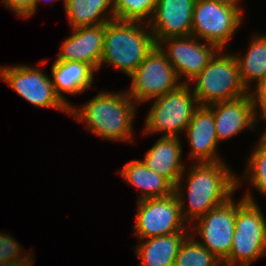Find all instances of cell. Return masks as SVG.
<instances>
[{"mask_svg":"<svg viewBox=\"0 0 266 266\" xmlns=\"http://www.w3.org/2000/svg\"><path fill=\"white\" fill-rule=\"evenodd\" d=\"M222 160L214 163L193 162L187 173L186 184L177 181L174 192L177 195L181 207V214L186 223L194 224V221L207 214L211 209L223 204L237 187L242 185L240 177H237ZM185 195L188 200L185 203ZM187 205V206H185ZM186 209H185V207Z\"/></svg>","mask_w":266,"mask_h":266,"instance_id":"6da1fadb","label":"cell"},{"mask_svg":"<svg viewBox=\"0 0 266 266\" xmlns=\"http://www.w3.org/2000/svg\"><path fill=\"white\" fill-rule=\"evenodd\" d=\"M137 104L124 92H100L70 115L86 124L91 133L110 141H133V122Z\"/></svg>","mask_w":266,"mask_h":266,"instance_id":"7a4b0ae2","label":"cell"},{"mask_svg":"<svg viewBox=\"0 0 266 266\" xmlns=\"http://www.w3.org/2000/svg\"><path fill=\"white\" fill-rule=\"evenodd\" d=\"M155 45L149 23L111 20L105 24L100 67L109 64L129 77Z\"/></svg>","mask_w":266,"mask_h":266,"instance_id":"3957f363","label":"cell"},{"mask_svg":"<svg viewBox=\"0 0 266 266\" xmlns=\"http://www.w3.org/2000/svg\"><path fill=\"white\" fill-rule=\"evenodd\" d=\"M252 194L237 202L231 251L222 266H249L266 255V218Z\"/></svg>","mask_w":266,"mask_h":266,"instance_id":"277c9868","label":"cell"},{"mask_svg":"<svg viewBox=\"0 0 266 266\" xmlns=\"http://www.w3.org/2000/svg\"><path fill=\"white\" fill-rule=\"evenodd\" d=\"M223 51L220 49L190 83L196 82L191 88L200 106L240 98L250 93L241 81L234 53L224 54Z\"/></svg>","mask_w":266,"mask_h":266,"instance_id":"5b68a950","label":"cell"},{"mask_svg":"<svg viewBox=\"0 0 266 266\" xmlns=\"http://www.w3.org/2000/svg\"><path fill=\"white\" fill-rule=\"evenodd\" d=\"M153 100L144 121L143 134L163 133L161 136L180 137L200 106L191 84H181L174 91Z\"/></svg>","mask_w":266,"mask_h":266,"instance_id":"8992f818","label":"cell"},{"mask_svg":"<svg viewBox=\"0 0 266 266\" xmlns=\"http://www.w3.org/2000/svg\"><path fill=\"white\" fill-rule=\"evenodd\" d=\"M239 2L196 0L191 35L224 50L242 23L243 10Z\"/></svg>","mask_w":266,"mask_h":266,"instance_id":"52a82bcc","label":"cell"},{"mask_svg":"<svg viewBox=\"0 0 266 266\" xmlns=\"http://www.w3.org/2000/svg\"><path fill=\"white\" fill-rule=\"evenodd\" d=\"M129 77L132 83L130 89L125 91L138 105L174 91L182 84L157 45Z\"/></svg>","mask_w":266,"mask_h":266,"instance_id":"ba28073f","label":"cell"},{"mask_svg":"<svg viewBox=\"0 0 266 266\" xmlns=\"http://www.w3.org/2000/svg\"><path fill=\"white\" fill-rule=\"evenodd\" d=\"M175 192L166 197L137 201L134 235L139 240L188 232Z\"/></svg>","mask_w":266,"mask_h":266,"instance_id":"9c48e42d","label":"cell"},{"mask_svg":"<svg viewBox=\"0 0 266 266\" xmlns=\"http://www.w3.org/2000/svg\"><path fill=\"white\" fill-rule=\"evenodd\" d=\"M0 80L35 107L54 108L70 115V107L56 94L51 78L41 68L0 66Z\"/></svg>","mask_w":266,"mask_h":266,"instance_id":"30bf717a","label":"cell"},{"mask_svg":"<svg viewBox=\"0 0 266 266\" xmlns=\"http://www.w3.org/2000/svg\"><path fill=\"white\" fill-rule=\"evenodd\" d=\"M156 45L171 63L178 79L186 78L182 84H190L220 50L215 44L204 43L193 35L168 37Z\"/></svg>","mask_w":266,"mask_h":266,"instance_id":"8fae6325","label":"cell"},{"mask_svg":"<svg viewBox=\"0 0 266 266\" xmlns=\"http://www.w3.org/2000/svg\"><path fill=\"white\" fill-rule=\"evenodd\" d=\"M237 203L229 198L223 204L211 209L207 214L197 219L192 230L199 233L201 245L212 252L222 263L231 251L235 232Z\"/></svg>","mask_w":266,"mask_h":266,"instance_id":"7c38bea8","label":"cell"},{"mask_svg":"<svg viewBox=\"0 0 266 266\" xmlns=\"http://www.w3.org/2000/svg\"><path fill=\"white\" fill-rule=\"evenodd\" d=\"M207 107L214 115L218 142L236 136L246 128L254 130L255 124L259 121L251 93L240 98L213 103Z\"/></svg>","mask_w":266,"mask_h":266,"instance_id":"4fadbf2b","label":"cell"},{"mask_svg":"<svg viewBox=\"0 0 266 266\" xmlns=\"http://www.w3.org/2000/svg\"><path fill=\"white\" fill-rule=\"evenodd\" d=\"M196 0H158L149 22L155 44L168 37L192 34V19Z\"/></svg>","mask_w":266,"mask_h":266,"instance_id":"5bb4252c","label":"cell"},{"mask_svg":"<svg viewBox=\"0 0 266 266\" xmlns=\"http://www.w3.org/2000/svg\"><path fill=\"white\" fill-rule=\"evenodd\" d=\"M73 33L61 44L57 61H78L94 71L101 67L104 50L105 24L73 28Z\"/></svg>","mask_w":266,"mask_h":266,"instance_id":"9a60e30c","label":"cell"},{"mask_svg":"<svg viewBox=\"0 0 266 266\" xmlns=\"http://www.w3.org/2000/svg\"><path fill=\"white\" fill-rule=\"evenodd\" d=\"M185 132L191 148L190 159H194L197 163H214L223 160L217 152L219 142L214 115L207 106H199L194 111Z\"/></svg>","mask_w":266,"mask_h":266,"instance_id":"2e32d148","label":"cell"},{"mask_svg":"<svg viewBox=\"0 0 266 266\" xmlns=\"http://www.w3.org/2000/svg\"><path fill=\"white\" fill-rule=\"evenodd\" d=\"M179 137L161 136L146 153L143 162L158 175L165 177L174 187L186 168L182 160V143Z\"/></svg>","mask_w":266,"mask_h":266,"instance_id":"e0dca14e","label":"cell"},{"mask_svg":"<svg viewBox=\"0 0 266 266\" xmlns=\"http://www.w3.org/2000/svg\"><path fill=\"white\" fill-rule=\"evenodd\" d=\"M94 72L90 66L82 62L55 60L51 66L53 77L51 82L54 85L56 94L71 107L72 105L68 103L63 93L79 95L90 89L93 84Z\"/></svg>","mask_w":266,"mask_h":266,"instance_id":"ac0fdd59","label":"cell"},{"mask_svg":"<svg viewBox=\"0 0 266 266\" xmlns=\"http://www.w3.org/2000/svg\"><path fill=\"white\" fill-rule=\"evenodd\" d=\"M189 235L190 233L187 232H177L140 240L134 248L140 265L170 266L175 264L179 248Z\"/></svg>","mask_w":266,"mask_h":266,"instance_id":"d6986e66","label":"cell"},{"mask_svg":"<svg viewBox=\"0 0 266 266\" xmlns=\"http://www.w3.org/2000/svg\"><path fill=\"white\" fill-rule=\"evenodd\" d=\"M125 181L141 190L137 201L166 197L174 193V186L163 176L149 169L143 160L127 162L119 172Z\"/></svg>","mask_w":266,"mask_h":266,"instance_id":"ffe728a7","label":"cell"},{"mask_svg":"<svg viewBox=\"0 0 266 266\" xmlns=\"http://www.w3.org/2000/svg\"><path fill=\"white\" fill-rule=\"evenodd\" d=\"M64 7L71 29L106 24L114 20L113 0H66ZM108 8L111 11L107 14Z\"/></svg>","mask_w":266,"mask_h":266,"instance_id":"44dd1931","label":"cell"},{"mask_svg":"<svg viewBox=\"0 0 266 266\" xmlns=\"http://www.w3.org/2000/svg\"><path fill=\"white\" fill-rule=\"evenodd\" d=\"M255 35L247 48L245 56L234 52L241 81L249 92L252 86L251 83L255 81L256 86L266 74V34Z\"/></svg>","mask_w":266,"mask_h":266,"instance_id":"7402d4cb","label":"cell"},{"mask_svg":"<svg viewBox=\"0 0 266 266\" xmlns=\"http://www.w3.org/2000/svg\"><path fill=\"white\" fill-rule=\"evenodd\" d=\"M177 266H222V262L206 247L189 235L175 258Z\"/></svg>","mask_w":266,"mask_h":266,"instance_id":"603a6c76","label":"cell"},{"mask_svg":"<svg viewBox=\"0 0 266 266\" xmlns=\"http://www.w3.org/2000/svg\"><path fill=\"white\" fill-rule=\"evenodd\" d=\"M158 0H113L115 20L149 23L154 15Z\"/></svg>","mask_w":266,"mask_h":266,"instance_id":"cb8c5ba5","label":"cell"},{"mask_svg":"<svg viewBox=\"0 0 266 266\" xmlns=\"http://www.w3.org/2000/svg\"><path fill=\"white\" fill-rule=\"evenodd\" d=\"M243 177L251 182V187L266 196V145L260 140L249 156Z\"/></svg>","mask_w":266,"mask_h":266,"instance_id":"d4e9b609","label":"cell"},{"mask_svg":"<svg viewBox=\"0 0 266 266\" xmlns=\"http://www.w3.org/2000/svg\"><path fill=\"white\" fill-rule=\"evenodd\" d=\"M23 248L12 236L0 232V261L14 262L27 254H21Z\"/></svg>","mask_w":266,"mask_h":266,"instance_id":"484cf974","label":"cell"},{"mask_svg":"<svg viewBox=\"0 0 266 266\" xmlns=\"http://www.w3.org/2000/svg\"><path fill=\"white\" fill-rule=\"evenodd\" d=\"M2 3L18 17L30 18L34 15V0H2Z\"/></svg>","mask_w":266,"mask_h":266,"instance_id":"4316f807","label":"cell"},{"mask_svg":"<svg viewBox=\"0 0 266 266\" xmlns=\"http://www.w3.org/2000/svg\"><path fill=\"white\" fill-rule=\"evenodd\" d=\"M254 92L250 91L253 102L255 103L256 108L259 107L258 115L259 113H262L266 110V74L264 75L263 79L256 85L254 86Z\"/></svg>","mask_w":266,"mask_h":266,"instance_id":"83f0119b","label":"cell"},{"mask_svg":"<svg viewBox=\"0 0 266 266\" xmlns=\"http://www.w3.org/2000/svg\"><path fill=\"white\" fill-rule=\"evenodd\" d=\"M33 254L26 255L22 259H19L17 261L11 262V266H32L33 264Z\"/></svg>","mask_w":266,"mask_h":266,"instance_id":"f1b7e54d","label":"cell"},{"mask_svg":"<svg viewBox=\"0 0 266 266\" xmlns=\"http://www.w3.org/2000/svg\"><path fill=\"white\" fill-rule=\"evenodd\" d=\"M259 118L260 119L262 118L263 120H266V110L264 112L260 113ZM259 140L262 141L266 145V130H265L264 133H262V135H261Z\"/></svg>","mask_w":266,"mask_h":266,"instance_id":"f546056e","label":"cell"},{"mask_svg":"<svg viewBox=\"0 0 266 266\" xmlns=\"http://www.w3.org/2000/svg\"><path fill=\"white\" fill-rule=\"evenodd\" d=\"M40 1H42V0H34V13L36 12L37 7L39 6L38 4L40 3ZM52 1L54 2V1H57V0H50V1L46 0V2H49V3L52 2ZM63 1H64V5H65V1L66 0H63Z\"/></svg>","mask_w":266,"mask_h":266,"instance_id":"4dcf8cb0","label":"cell"},{"mask_svg":"<svg viewBox=\"0 0 266 266\" xmlns=\"http://www.w3.org/2000/svg\"><path fill=\"white\" fill-rule=\"evenodd\" d=\"M0 266H11V262L0 261Z\"/></svg>","mask_w":266,"mask_h":266,"instance_id":"1f68e13d","label":"cell"}]
</instances>
